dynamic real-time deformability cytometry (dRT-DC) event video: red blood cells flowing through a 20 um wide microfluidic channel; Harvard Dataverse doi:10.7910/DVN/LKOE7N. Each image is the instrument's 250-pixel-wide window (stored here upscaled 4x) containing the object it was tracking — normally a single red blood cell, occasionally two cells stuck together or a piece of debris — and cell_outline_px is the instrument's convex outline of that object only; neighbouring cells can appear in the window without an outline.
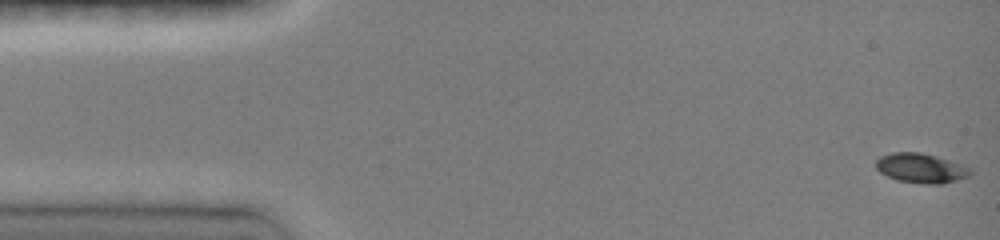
{"species": "common noctule bat (a hibernating species)", "species_latin": "Nyctalus noctula", "temperature_condition": "room temperature", "stored_images_in_passage": 47, "camera_frame_rate_fps": 3000, "um_per_image_px": 0.085, "animal": {"sex": "female", "body_mass_g": 19.0, "forearm_length_mm": 51.5}, "frame": {"image": 1, "passage_image": 1, "time_ms": 0.0, "image_size_px": [1000, 240], "cell_outline_px": [[972, 172], [968, 176], [956, 180], [940, 184], [924, 184], [896, 180], [880, 172], [876, 168], [876, 160], [880, 156], [892, 152], [920, 152], [948, 160], [968, 168]], "centroid_in_image_um": [78.22, 14.29], "position_along_channel_um": 6.8, "area_um2": 16.01}}
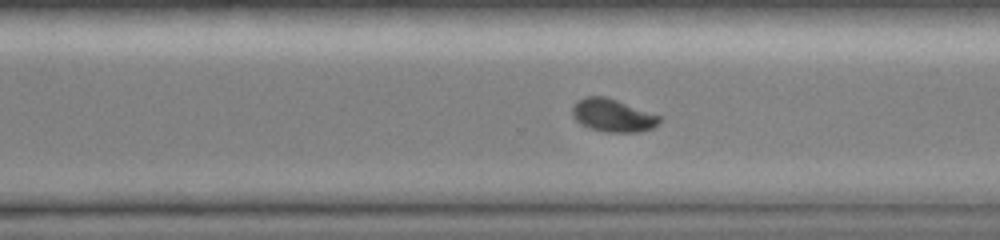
{"frame": {"image": 2, "passage_image": 33, "time_ms": 10.667, "image_size_px": [1000, 240], "cell_outline_px": [[664, 116], [652, 128], [636, 132], [608, 132], [588, 128], [580, 124], [572, 116], [572, 108], [584, 96], [604, 96]], "centroid_in_image_um": [52.1, 9.81], "position_along_channel_um": 318.5, "area_um2": 16.65}}
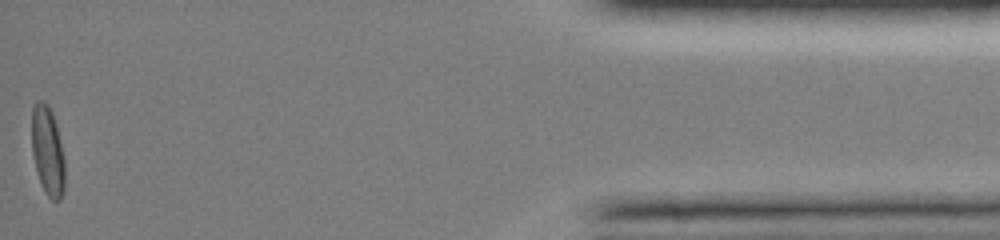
{"frame": {"image": 3, "passage_image": 47, "time_ms": 15.333, "image_size_px": [1000, 240], "cell_outline_px": [[64, 192], [60, 200], [52, 200], [48, 196], [40, 180], [36, 168], [32, 152], [32, 104], [36, 100], [44, 100], [48, 104], [52, 112], [56, 124], [64, 160]], "centroid_in_image_um": [4.04, 12.77], "position_along_channel_um": 431.2, "area_um2": 17.05}, "authors_computed_cell_mechanics": {"area_um2": 16.5886, "velocity_mm_per_s": 4.0787, "shape_relaxation_time_tau1_ms": 2.7952, "shape_relaxation_time_tau2_ms": null, "deformation_change_tau1": 0.1531, "deformation_change_tau2": null}}